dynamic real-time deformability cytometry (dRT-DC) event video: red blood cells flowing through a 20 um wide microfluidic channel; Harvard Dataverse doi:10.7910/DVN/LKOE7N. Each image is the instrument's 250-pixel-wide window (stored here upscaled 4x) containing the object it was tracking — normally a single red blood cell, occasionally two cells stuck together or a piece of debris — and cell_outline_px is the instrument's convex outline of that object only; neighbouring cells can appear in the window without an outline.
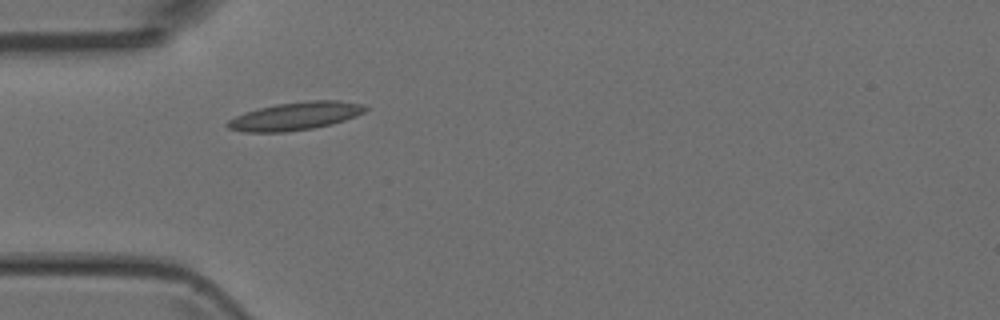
{"species": "Egyptian fruit bat (a non-hibernating species)", "species_latin": "Rousettus aegyptiacus", "temperature_condition": "room temperature", "stored_images_in_passage": 5, "camera_frame_rate_fps": 3000, "um_per_image_px": 0.085, "animal": {"sex": "female"}, "frame": {"image": 1, "passage_image": 4, "time_ms": 3.667, "image_size_px": [1000, 320], "cell_outline_px": [[368, 108], [364, 112], [356, 116], [332, 124], [312, 128], [284, 132], [244, 132], [228, 128], [224, 124], [228, 120], [244, 112], [276, 104], [312, 100], [340, 100], [364, 104]], "centroid_in_image_um": [25.11, 9.86], "position_along_channel_um": 59.9, "area_um2": 22.48}}
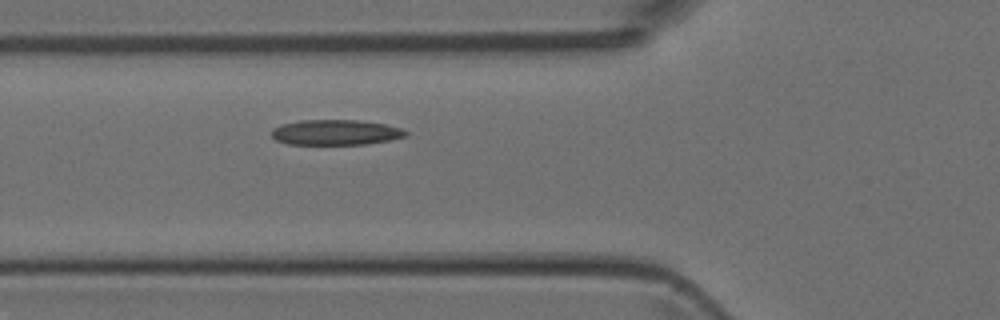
{"frame": {"image": 2, "passage_image": 5, "time_ms": 4.667, "image_size_px": [1000, 320], "cell_outline_px": [[408, 136], [392, 140], [364, 144], [288, 144], [276, 140], [272, 136], [272, 128], [280, 124], [300, 120], [360, 120], [384, 124], [400, 128], [408, 132]], "centroid_in_image_um": [28.53, 11.25], "position_along_channel_um": 97.3, "area_um2": 19.88}}